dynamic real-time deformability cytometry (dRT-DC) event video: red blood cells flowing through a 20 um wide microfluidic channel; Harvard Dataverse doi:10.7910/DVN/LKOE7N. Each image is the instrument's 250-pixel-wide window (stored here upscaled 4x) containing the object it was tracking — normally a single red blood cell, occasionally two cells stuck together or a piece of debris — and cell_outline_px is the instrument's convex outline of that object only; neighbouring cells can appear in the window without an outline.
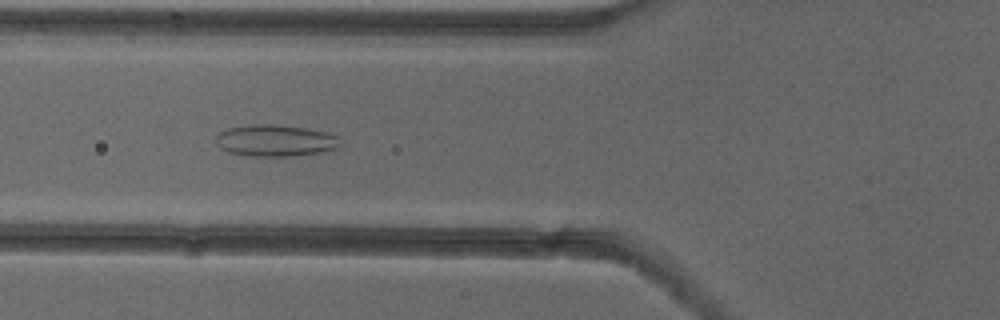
{"species": "common noctule bat (a hibernating species)", "species_latin": "Nyctalus noctula", "temperature_condition": "cold", "stored_images_in_passage": 53, "camera_frame_rate_fps": 3000, "um_per_image_px": 0.085, "animal": {"sex": "female"}, "frame": {"image": 1, "passage_image": 20, "time_ms": 6.333, "image_size_px": [1000, 320], "cell_outline_px": [[340, 148], [324, 152], [288, 156], [248, 156], [232, 152], [216, 144], [216, 136], [220, 132], [228, 128], [252, 124], [272, 124], [304, 128], [324, 132], [340, 136]], "centroid_in_image_um": [23.46, 11.95], "position_along_channel_um": 102.3, "area_um2": 22.83}}
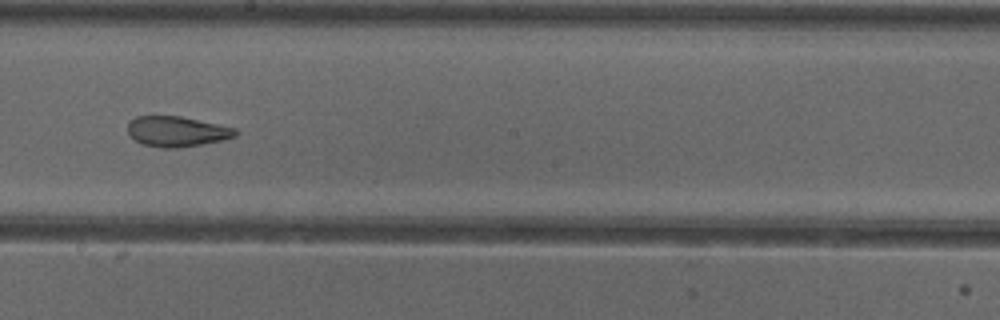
{"frame": {"image": 2, "passage_image": 30, "time_ms": 9.667, "image_size_px": [1000, 320], "cell_outline_px": [[240, 132], [236, 136], [220, 140], [180, 148], [164, 148], [144, 144], [136, 140], [128, 132], [128, 124], [136, 116], [180, 116], [236, 128]], "centroid_in_image_um": [15.06, 11.17], "position_along_channel_um": 233.1, "area_um2": 18.79}}
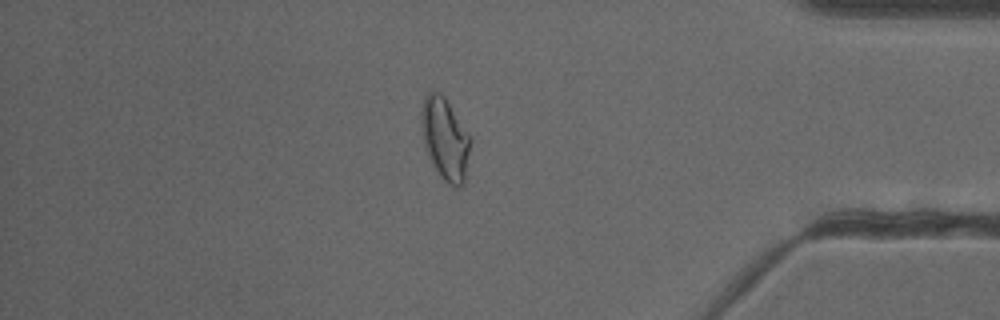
{"frame": {"image": 3, "passage_image": 45, "time_ms": 14.667, "image_size_px": [1000, 320], "cell_outline_px": [[472, 140], [464, 184], [460, 188], [456, 188], [448, 184], [440, 176], [432, 164], [428, 156], [424, 144], [420, 120], [420, 112], [424, 96], [432, 88], [440, 92], [444, 96], [472, 136]], "centroid_in_image_um": [37.84, 11.78], "position_along_channel_um": 397.4, "area_um2": 24.22}, "authors_computed_cell_mechanics": {"area_um2": 24.2182, "velocity_mm_per_s": 3.899, "shape_relaxation_time_tau1_ms": null, "shape_relaxation_time_tau2_ms": 1.6103, "deformation_change_tau1": null, "deformation_change_tau2": 0.0809}}